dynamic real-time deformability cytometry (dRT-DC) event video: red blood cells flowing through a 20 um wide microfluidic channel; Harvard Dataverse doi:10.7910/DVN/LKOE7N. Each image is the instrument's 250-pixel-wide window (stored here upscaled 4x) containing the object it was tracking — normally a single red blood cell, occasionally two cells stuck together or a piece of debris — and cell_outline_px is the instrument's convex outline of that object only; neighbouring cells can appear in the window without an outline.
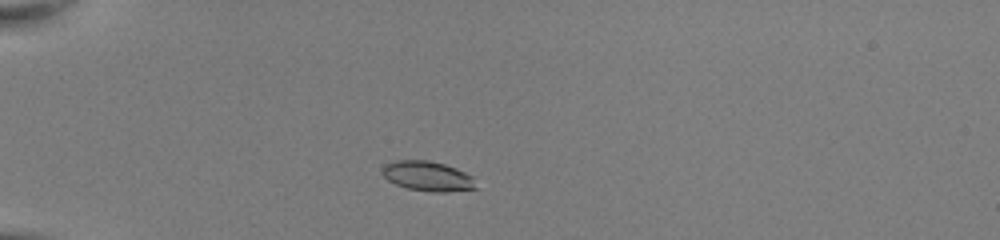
{"species": "common noctule bat (a hibernating species)", "species_latin": "Nyctalus noctula", "temperature_condition": "room temperature", "stored_images_in_passage": 39, "camera_frame_rate_fps": 3000, "um_per_image_px": 0.085, "animal": {"sex": "female", "body_mass_g": 22.0, "forearm_length_mm": 56.7}, "frame": {"image": 1, "passage_image": 3, "time_ms": 0.667, "image_size_px": [1000, 240], "cell_outline_px": [[476, 188], [448, 192], [432, 192], [408, 188], [396, 184], [388, 180], [380, 172], [384, 164], [396, 160], [428, 160], [444, 164], [456, 168], [472, 176]], "centroid_in_image_um": [36.31, 14.96], "position_along_channel_um": 48.7, "area_um2": 16.24}}
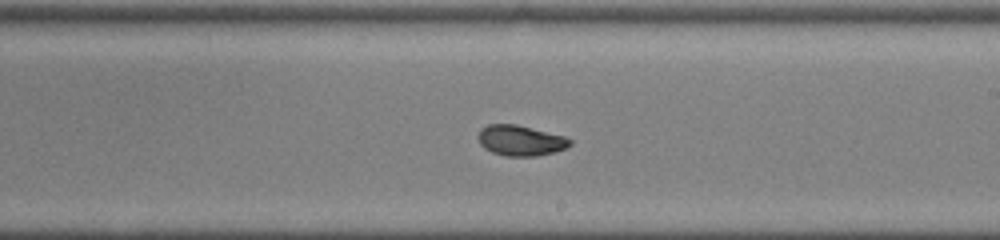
{"frame": {"image": 2, "passage_image": 20, "time_ms": 6.333, "image_size_px": [1000, 240], "cell_outline_px": [[572, 144], [564, 148], [552, 152], [536, 156], [504, 156], [492, 152], [484, 148], [480, 144], [480, 128], [488, 124], [516, 124], [564, 136], [572, 140]], "centroid_in_image_um": [44.24, 11.94], "position_along_channel_um": 244.8, "area_um2": 16.13}}
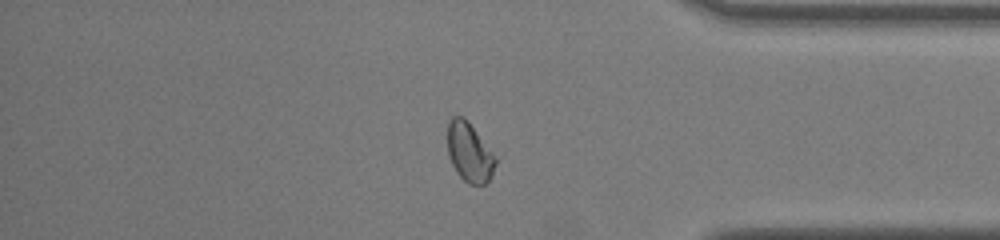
{"frame": {"image": 3, "passage_image": 32, "time_ms": 10.333, "image_size_px": [1000, 240], "cell_outline_px": [[496, 164], [492, 176], [484, 184], [468, 184], [456, 172], [448, 156], [448, 120], [452, 116], [464, 116], [468, 120], [492, 152], [496, 160]], "centroid_in_image_um": [39.88, 12.93], "position_along_channel_um": 395.3, "area_um2": 16.53}, "authors_computed_cell_mechanics": {"area_um2": 16.5308, "velocity_mm_per_s": 4.0453, "shape_relaxation_time_tau1_ms": 4.3795, "shape_relaxation_time_tau2_ms": 1.334, "deformation_change_tau1": 0.1582, "deformation_change_tau2": 0.06}}